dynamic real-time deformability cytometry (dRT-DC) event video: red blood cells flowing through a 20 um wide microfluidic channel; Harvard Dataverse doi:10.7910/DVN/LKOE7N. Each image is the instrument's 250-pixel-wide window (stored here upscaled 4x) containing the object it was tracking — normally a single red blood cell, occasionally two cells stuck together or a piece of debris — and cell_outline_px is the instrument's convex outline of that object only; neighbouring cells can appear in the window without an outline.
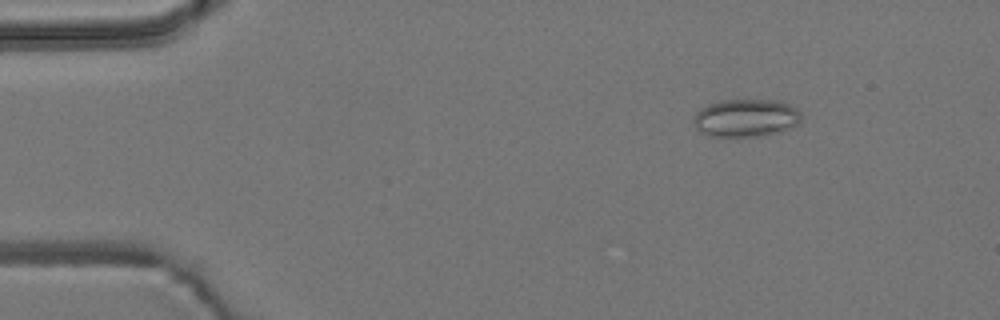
{"species": "common noctule bat (a hibernating species)", "species_latin": "Nyctalus noctula", "temperature_condition": "room temperature", "stored_images_in_passage": 8, "camera_frame_rate_fps": 3000, "um_per_image_px": 0.085, "animal": {"sex": "male", "body_mass_g": 19.2, "forearm_length_mm": 51.8}, "frame": {"image": 1, "passage_image": 2, "time_ms": 1.333, "image_size_px": [1000, 320], "cell_outline_px": [[800, 120], [796, 124], [780, 132], [764, 136], [708, 136], [700, 132], [696, 128], [692, 120], [692, 116], [700, 108], [708, 104], [720, 100], [780, 100], [796, 108], [800, 112]], "centroid_in_image_um": [63.35, 10.02], "position_along_channel_um": 21.6, "area_um2": 23.93}}
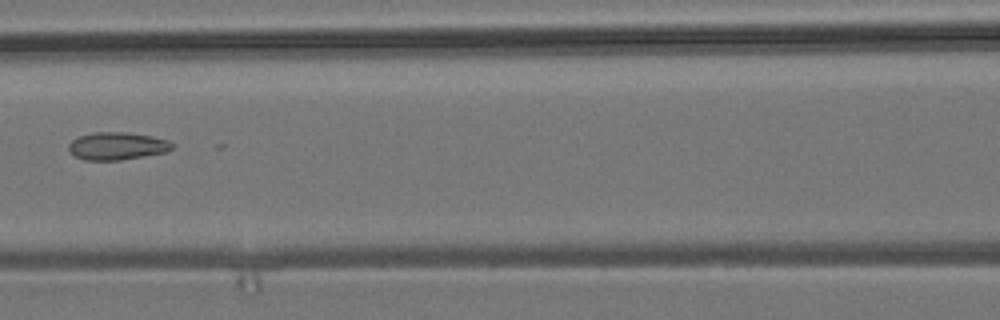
{"frame": {"image": 2, "passage_image": 7, "time_ms": 7.0, "image_size_px": [1000, 320], "cell_outline_px": [[176, 144], [168, 152], [120, 160], [84, 160], [76, 156], [68, 148], [68, 144], [72, 140], [80, 136], [96, 132], [128, 132], [152, 136], [168, 140]], "centroid_in_image_um": [10.0, 12.41], "position_along_channel_um": 156.6, "area_um2": 16.7}}